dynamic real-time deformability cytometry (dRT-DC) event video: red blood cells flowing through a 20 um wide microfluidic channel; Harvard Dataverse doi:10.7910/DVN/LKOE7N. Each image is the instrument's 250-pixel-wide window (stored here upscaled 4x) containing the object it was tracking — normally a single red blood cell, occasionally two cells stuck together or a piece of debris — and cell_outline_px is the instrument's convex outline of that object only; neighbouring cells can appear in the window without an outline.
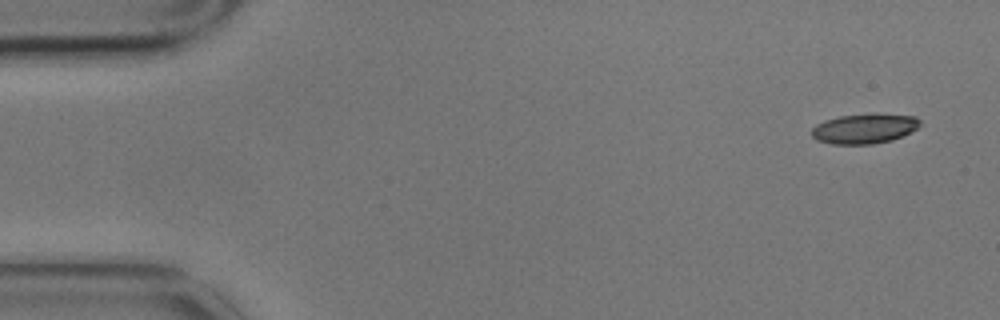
{"species": "common noctule bat (a hibernating species)", "species_latin": "Nyctalus noctula", "temperature_condition": "cold", "stored_images_in_passage": 5, "camera_frame_rate_fps": 3000, "um_per_image_px": 0.085, "animal": {"sex": "male", "body_mass_g": 17.9}, "frame": {"image": 1, "passage_image": 1, "time_ms": 0.0, "image_size_px": [1000, 320], "cell_outline_px": [[920, 124], [916, 128], [892, 140], [872, 144], [832, 144], [816, 140], [812, 136], [812, 128], [816, 124], [824, 120], [840, 116], [872, 112], [876, 112], [916, 116], [920, 120]], "centroid_in_image_um": [73.46, 10.9], "position_along_channel_um": 11.5, "area_um2": 19.13}}
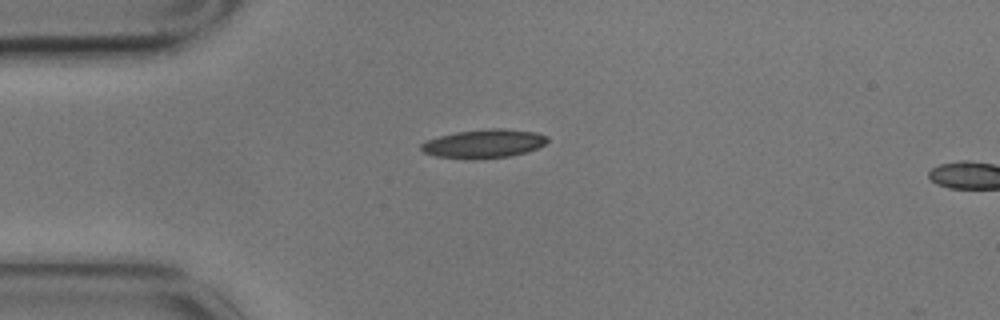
{"frame": {"image": 2, "passage_image": 4, "time_ms": 1.0, "image_size_px": [1000, 320], "cell_outline_px": [[548, 140], [544, 144], [528, 152], [508, 156], [436, 156], [424, 152], [420, 148], [420, 144], [424, 140], [456, 132], [484, 128], [504, 128], [536, 132], [548, 136]], "centroid_in_image_um": [41.16, 12.14], "position_along_channel_um": 43.8, "area_um2": 20.29}}